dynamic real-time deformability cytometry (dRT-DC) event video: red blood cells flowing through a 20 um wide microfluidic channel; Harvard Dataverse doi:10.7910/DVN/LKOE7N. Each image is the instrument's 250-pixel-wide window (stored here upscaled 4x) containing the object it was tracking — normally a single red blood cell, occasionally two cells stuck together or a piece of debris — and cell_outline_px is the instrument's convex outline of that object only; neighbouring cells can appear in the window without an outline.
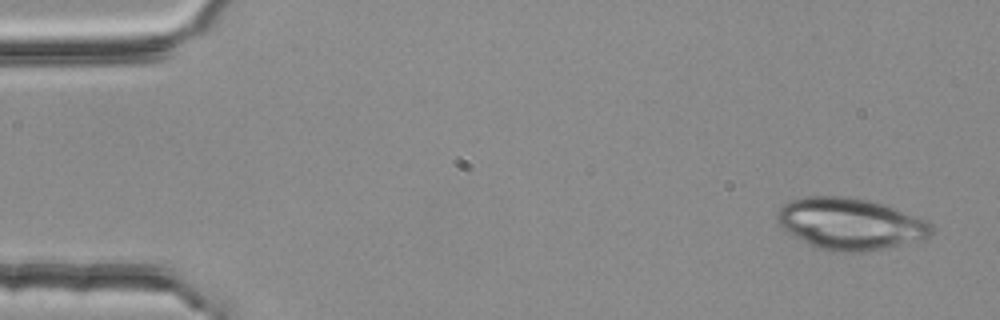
{"species": "common noctule bat (a hibernating species)", "species_latin": "Nyctalus noctula", "temperature_condition": "room temperature", "stored_images_in_passage": 4, "camera_frame_rate_fps": 3000, "um_per_image_px": 0.085, "animal": {"sex": "female", "body_mass_g": 25.1}, "frame": {"image": 1, "passage_image": 4, "time_ms": 1.0, "image_size_px": [1000, 320], "cell_outline_px": [[932, 236], [924, 240], [884, 248], [860, 252], [832, 252], [820, 248], [788, 232], [776, 220], [776, 216], [780, 208], [784, 204], [792, 200], [804, 196], [844, 196], [868, 200], [884, 204], [924, 220], [932, 224]], "centroid_in_image_um": [72.29, 19.02], "position_along_channel_um": 12.7, "area_um2": 46.01}}